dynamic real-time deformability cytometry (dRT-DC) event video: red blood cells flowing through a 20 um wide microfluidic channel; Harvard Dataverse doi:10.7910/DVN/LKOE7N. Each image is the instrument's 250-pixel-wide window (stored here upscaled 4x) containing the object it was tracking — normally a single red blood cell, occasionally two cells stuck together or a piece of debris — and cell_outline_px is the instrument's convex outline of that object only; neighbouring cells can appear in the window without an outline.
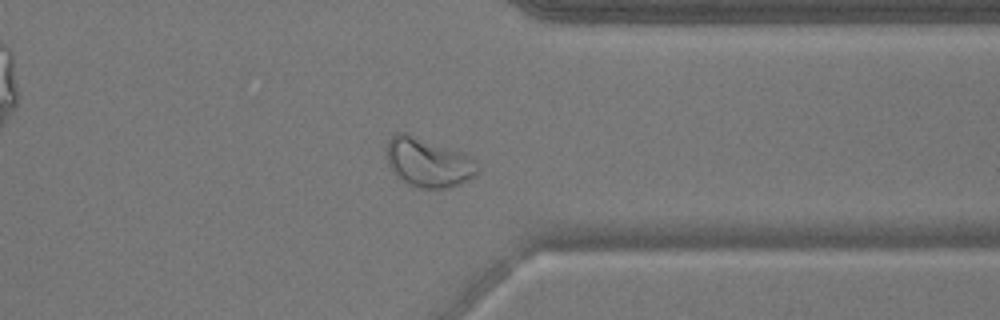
{"species": "common noctule bat (a hibernating species)", "species_latin": "Nyctalus noctula", "temperature_condition": "warm", "stored_images_in_passage": 52, "camera_frame_rate_fps": 3000, "um_per_image_px": 0.085, "animal": {"sex": "male", "body_mass_g": 17.9}, "frame": {"image": 1, "passage_image": 41, "time_ms": 13.333, "image_size_px": [1000, 320], "cell_outline_px": [[480, 172], [476, 176], [460, 184], [444, 188], [420, 188], [408, 184], [396, 176], [392, 172], [388, 164], [384, 152], [388, 140], [396, 132], [404, 132], [464, 152], [472, 156], [480, 164]], "centroid_in_image_um": [36.42, 13.8], "position_along_channel_um": 375.0, "area_um2": 26.7}}
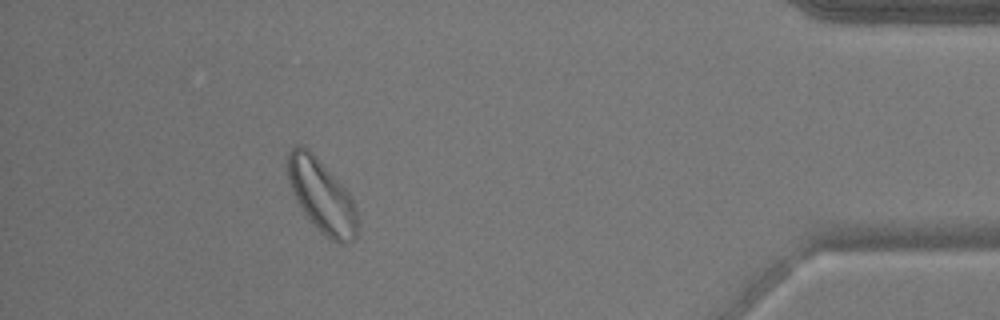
{"frame": {"image": 2, "passage_image": 47, "time_ms": 15.333, "image_size_px": [1000, 320], "cell_outline_px": [[356, 240], [344, 244], [340, 244], [324, 236], [312, 224], [304, 212], [292, 192], [288, 180], [288, 152], [296, 144], [300, 144], [308, 148], [312, 152], [348, 192], [356, 208]], "centroid_in_image_um": [27.33, 16.67], "position_along_channel_um": 407.9, "area_um2": 29.42}}